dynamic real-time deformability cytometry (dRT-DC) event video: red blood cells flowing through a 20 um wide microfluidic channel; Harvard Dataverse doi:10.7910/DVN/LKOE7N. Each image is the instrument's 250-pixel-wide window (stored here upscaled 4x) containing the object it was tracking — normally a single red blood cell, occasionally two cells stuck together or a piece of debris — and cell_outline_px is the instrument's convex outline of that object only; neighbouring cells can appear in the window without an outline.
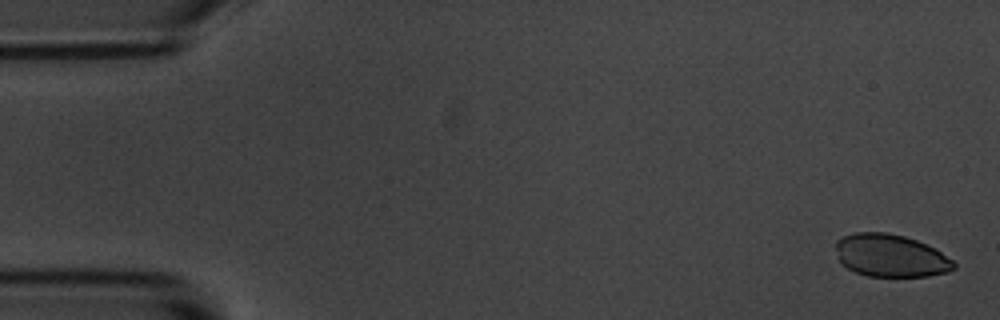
{"species": "common noctule bat (a hibernating species)", "species_latin": "Nyctalus noctula", "temperature_condition": "room temperature", "stored_images_in_passage": 4, "camera_frame_rate_fps": 3000, "um_per_image_px": 0.085, "animal": {"sex": "male", "body_mass_g": 20.1, "forearm_length_mm": 53.5}, "frame": {"image": 1, "passage_image": 1, "time_ms": 0.0, "image_size_px": [1000, 320], "cell_outline_px": [[956, 268], [948, 272], [928, 276], [868, 276], [856, 272], [848, 268], [840, 260], [836, 248], [836, 240], [844, 236], [856, 232], [888, 232], [904, 236], [916, 240], [936, 248], [952, 260], [956, 264]], "centroid_in_image_um": [75.74, 21.72], "position_along_channel_um": 9.3, "area_um2": 29.25}}